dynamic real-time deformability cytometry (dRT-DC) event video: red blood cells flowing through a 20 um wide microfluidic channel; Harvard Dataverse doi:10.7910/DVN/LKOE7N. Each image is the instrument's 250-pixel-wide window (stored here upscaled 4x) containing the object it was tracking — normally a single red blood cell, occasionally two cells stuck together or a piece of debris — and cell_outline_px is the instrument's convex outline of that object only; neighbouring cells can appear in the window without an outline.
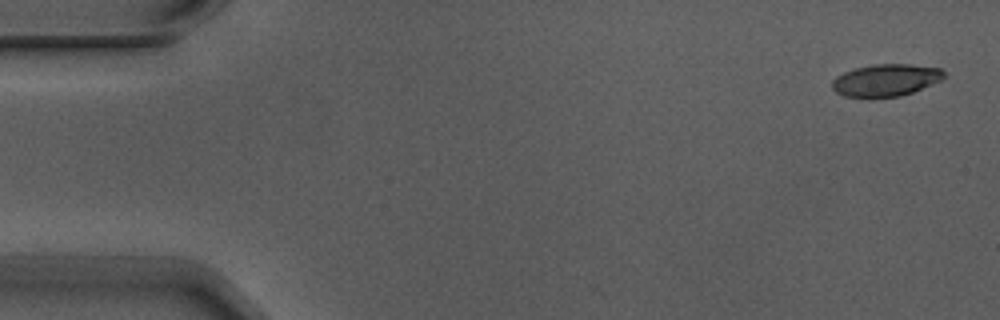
{"species": "Egyptian fruit bat (a non-hibernating species)", "species_latin": "Rousettus aegyptiacus", "temperature_condition": "warm", "stored_images_in_passage": 3, "camera_frame_rate_fps": 3000, "um_per_image_px": 0.085, "animal": {"sex": "male"}, "frame": {"image": 1, "passage_image": 1, "time_ms": 0.0, "image_size_px": [1000, 320], "cell_outline_px": [[944, 76], [940, 80], [932, 84], [912, 92], [900, 96], [844, 96], [836, 92], [832, 88], [832, 80], [836, 76], [844, 72], [856, 68], [876, 64], [908, 64], [940, 68], [944, 72]], "centroid_in_image_um": [75.28, 6.8], "position_along_channel_um": 9.7, "area_um2": 20.52}}